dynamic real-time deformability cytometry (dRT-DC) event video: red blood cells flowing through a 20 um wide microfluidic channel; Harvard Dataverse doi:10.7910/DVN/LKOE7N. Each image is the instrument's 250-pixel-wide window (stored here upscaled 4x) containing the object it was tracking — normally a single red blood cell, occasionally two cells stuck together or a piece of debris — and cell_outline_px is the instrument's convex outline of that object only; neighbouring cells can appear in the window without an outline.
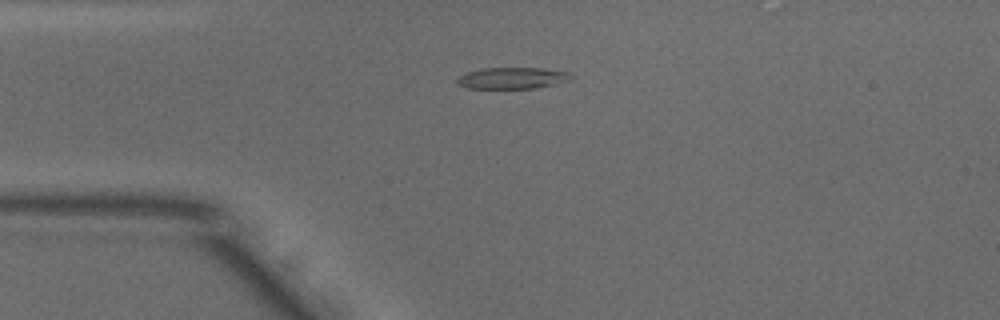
{"species": "common noctule bat (a hibernating species)", "species_latin": "Nyctalus noctula", "temperature_condition": "warm", "stored_images_in_passage": 38, "camera_frame_rate_fps": 3000, "um_per_image_px": 0.085, "animal": {"sex": "male", "body_mass_g": 18.8}, "frame": {"image": 1, "passage_image": 3, "time_ms": 0.667, "image_size_px": [1000, 320], "cell_outline_px": [[572, 76], [568, 80], [536, 88], [468, 88], [460, 84], [456, 80], [456, 76], [464, 72], [480, 68], [540, 68], [572, 72]], "centroid_in_image_um": [43.49, 6.62], "position_along_channel_um": 41.5, "area_um2": 14.22}}
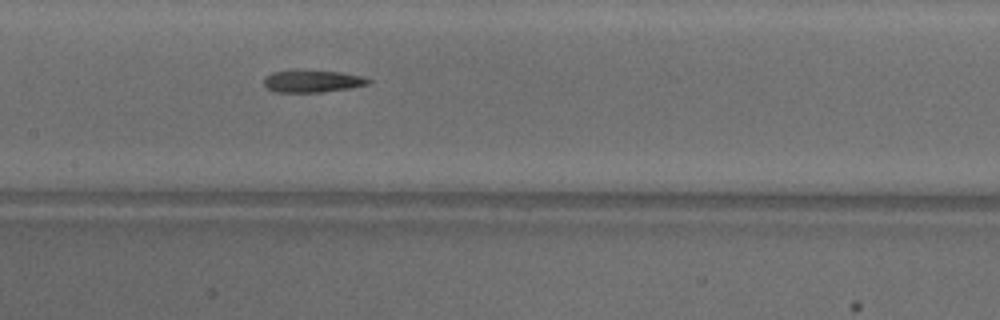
{"frame": {"image": 2, "passage_image": 15, "time_ms": 4.667, "image_size_px": [1000, 320], "cell_outline_px": [[372, 80], [368, 84], [352, 88], [320, 92], [272, 92], [264, 84], [264, 76], [272, 72], [296, 68], [304, 68], [340, 72], [364, 76]], "centroid_in_image_um": [26.53, 6.86], "position_along_channel_um": 180.9, "area_um2": 14.22}}
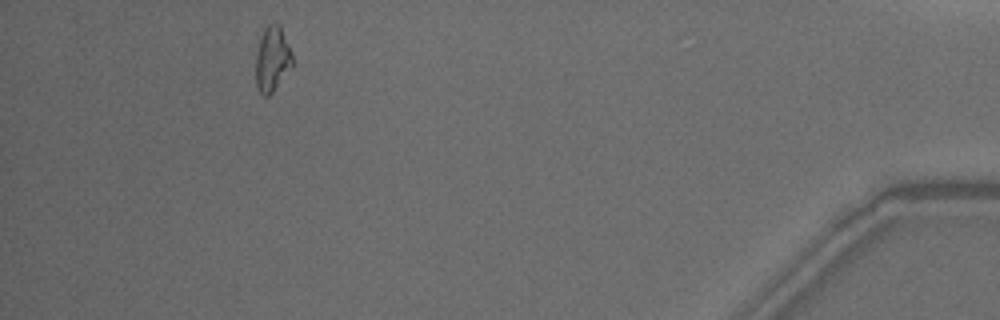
{"frame": {"image": 3, "passage_image": 38, "time_ms": 12.333, "image_size_px": [1000, 320], "cell_outline_px": [[292, 64], [272, 92], [268, 96], [264, 96], [256, 88], [256, 52], [264, 28], [272, 20], [280, 24], [292, 52]], "centroid_in_image_um": [23.13, 4.96], "position_along_channel_um": 412.1, "area_um2": 13.81}, "authors_computed_cell_mechanics": {"area_um2": 13.6697, "velocity_mm_per_s": 3.8955, "shape_relaxation_time_tau1_ms": 9.744, "shape_relaxation_time_tau2_ms": 5.3148, "deformation_change_tau1": 0.2694, "deformation_change_tau2": 0.1701}}